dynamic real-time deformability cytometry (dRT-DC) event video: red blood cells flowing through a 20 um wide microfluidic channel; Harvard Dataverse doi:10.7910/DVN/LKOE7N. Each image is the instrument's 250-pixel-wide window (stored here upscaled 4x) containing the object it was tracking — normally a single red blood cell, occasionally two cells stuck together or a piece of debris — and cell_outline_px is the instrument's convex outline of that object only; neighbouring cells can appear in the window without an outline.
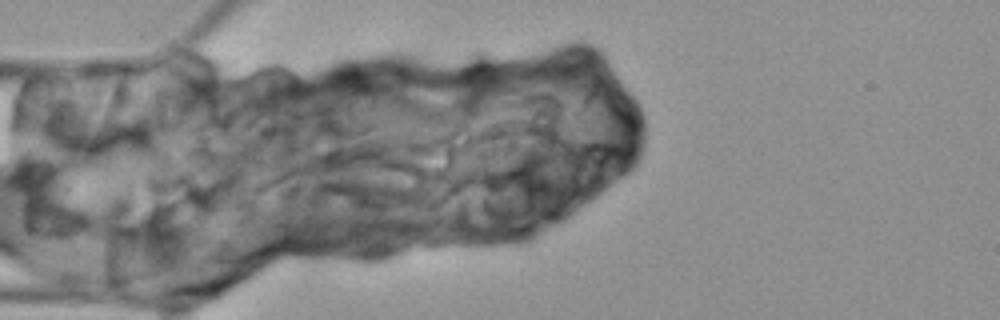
{"species": "Egyptian fruit bat (a non-hibernating species)", "species_latin": "Rousettus aegyptiacus", "temperature_condition": "cold", "stored_images_in_passage": 6, "camera_frame_rate_fps": 3000, "um_per_image_px": 0.085, "animal": {"sex": "female"}, "frame": {"image": 1, "passage_image": 6, "time_ms": 6.0, "image_size_px": [1000, 320], "cell_outline_px": [[424, 188], [420, 196], [408, 204], [380, 208], [352, 204], [320, 188], [316, 184], [316, 176], [320, 156], [324, 152], [376, 152], [396, 156], [408, 160], [416, 164], [424, 172]], "centroid_in_image_um": [31.46, 15.17], "position_along_channel_um": 53.5, "area_um2": 35.55}}